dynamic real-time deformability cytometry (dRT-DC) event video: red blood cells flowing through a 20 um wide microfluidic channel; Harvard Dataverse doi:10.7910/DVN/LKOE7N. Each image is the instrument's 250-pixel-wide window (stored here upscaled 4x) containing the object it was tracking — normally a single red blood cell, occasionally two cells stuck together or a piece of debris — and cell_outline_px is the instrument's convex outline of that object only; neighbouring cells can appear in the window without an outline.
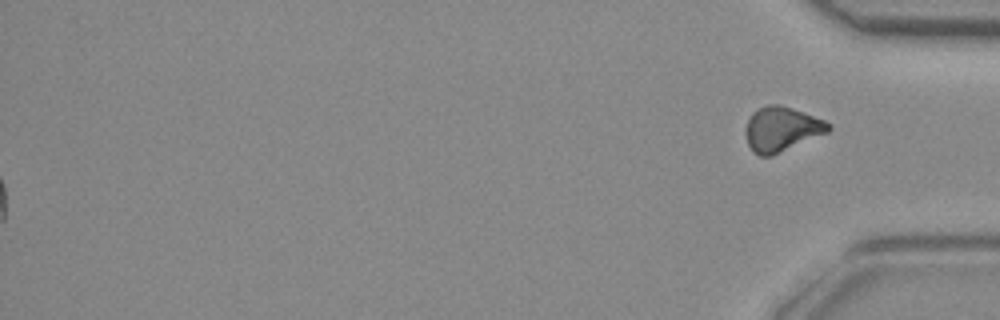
{"species": "common noctule bat (a hibernating species)", "species_latin": "Nyctalus noctula", "temperature_condition": "room temperature", "stored_images_in_passage": 49, "segment_of_instrument_passage": [2, 2], "camera_frame_rate_fps": 3000, "um_per_image_px": 0.085, "animal": {"sex": "female", "body_mass_g": 29.2, "forearm_length_mm": 56.3}, "frame": {"image": 1, "passage_image": 49, "time_ms": 16.0, "image_size_px": [1000, 320], "cell_outline_px": [[832, 128], [828, 132], [772, 156], [760, 156], [752, 152], [748, 144], [744, 132], [744, 128], [752, 112], [756, 108], [768, 104], [780, 104], [804, 112], [824, 120], [832, 124]], "centroid_in_image_um": [66.41, 10.97], "position_along_channel_um": 368.8, "area_um2": 21.85}}